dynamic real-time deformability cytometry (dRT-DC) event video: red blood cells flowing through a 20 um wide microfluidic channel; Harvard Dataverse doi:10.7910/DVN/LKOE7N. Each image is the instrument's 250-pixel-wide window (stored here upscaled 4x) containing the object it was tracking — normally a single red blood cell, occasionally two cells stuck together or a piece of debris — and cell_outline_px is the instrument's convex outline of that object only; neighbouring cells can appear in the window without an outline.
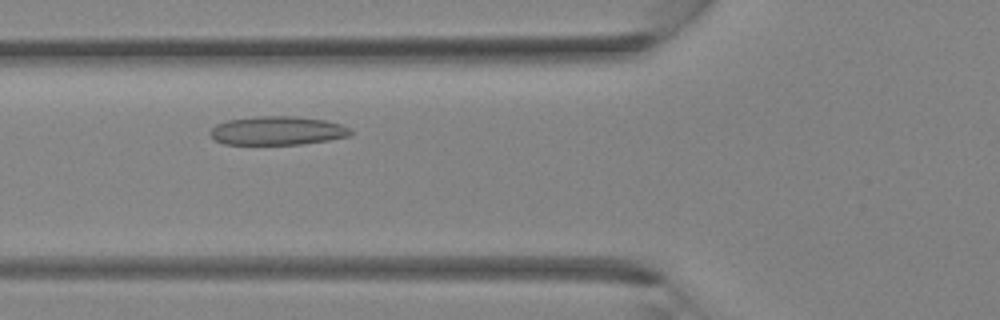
{"species": "Egyptian fruit bat (a non-hibernating species)", "species_latin": "Rousettus aegyptiacus", "temperature_condition": "room temperature", "stored_images_in_passage": 29, "camera_frame_rate_fps": 3000, "um_per_image_px": 0.085, "animal": {"sex": "female"}, "frame": {"image": 1, "passage_image": 6, "time_ms": 1.667, "image_size_px": [1000, 320], "cell_outline_px": [[352, 132], [348, 136], [328, 140], [304, 144], [224, 144], [216, 140], [208, 132], [216, 124], [228, 120], [260, 116], [296, 116], [324, 120], [340, 124], [352, 128]], "centroid_in_image_um": [23.59, 11.1], "position_along_channel_um": 102.2, "area_um2": 23.41}}
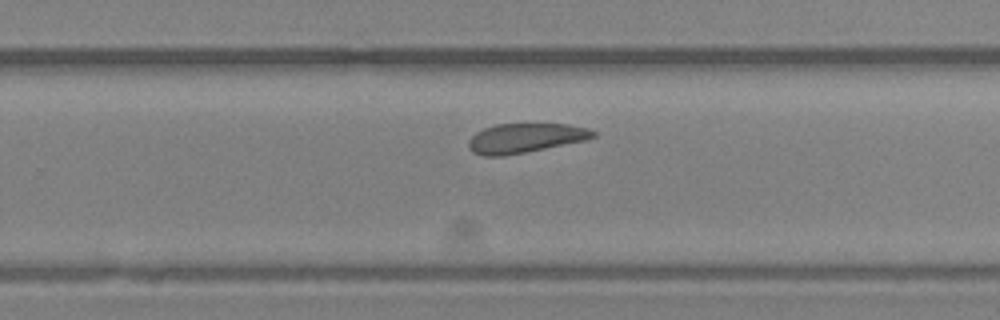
{"frame": {"image": 2, "passage_image": 16, "time_ms": 5.0, "image_size_px": [1000, 320], "cell_outline_px": [[596, 136], [588, 140], [504, 156], [484, 156], [472, 152], [468, 148], [468, 140], [476, 132], [484, 128], [496, 124], [568, 124], [588, 128], [596, 132]], "centroid_in_image_um": [44.64, 11.74], "position_along_channel_um": 285.2, "area_um2": 21.5}}
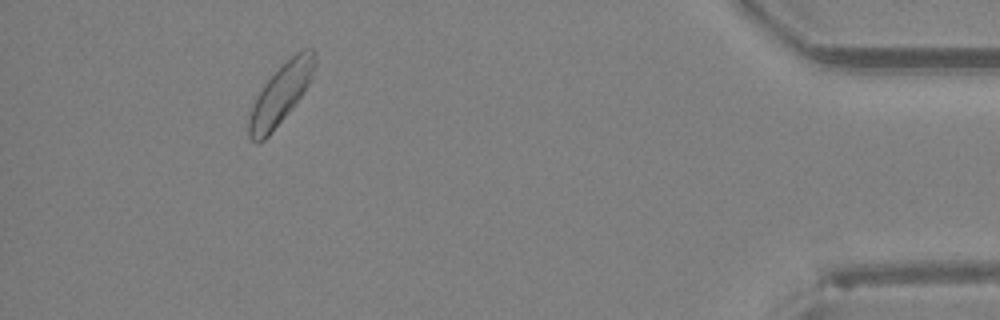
{"frame": {"image": 3, "passage_image": 26, "time_ms": 8.333, "image_size_px": [1000, 320], "cell_outline_px": [[316, 64], [312, 80], [304, 92], [292, 108], [268, 136], [264, 140], [256, 144], [248, 136], [248, 120], [252, 104], [264, 84], [296, 52], [304, 48], [312, 48], [316, 52]], "centroid_in_image_um": [23.88, 8.0], "position_along_channel_um": 411.3, "area_um2": 22.95}}